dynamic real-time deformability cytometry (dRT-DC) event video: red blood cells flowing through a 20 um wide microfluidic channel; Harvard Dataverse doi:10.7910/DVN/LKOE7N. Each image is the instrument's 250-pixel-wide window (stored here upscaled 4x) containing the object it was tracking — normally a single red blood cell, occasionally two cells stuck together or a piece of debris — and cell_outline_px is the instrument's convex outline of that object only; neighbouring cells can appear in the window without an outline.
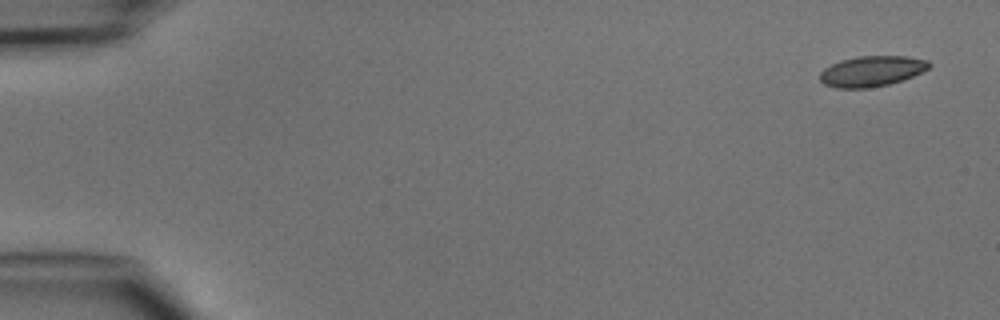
{"species": "common noctule bat (a hibernating species)", "species_latin": "Nyctalus noctula", "temperature_condition": "cold", "stored_images_in_passage": 5, "camera_frame_rate_fps": 3000, "um_per_image_px": 0.085, "animal": {"sex": "male", "body_mass_g": 15.6}, "frame": {"image": 1, "passage_image": 1, "time_ms": 0.0, "image_size_px": [1000, 320], "cell_outline_px": [[932, 64], [928, 68], [912, 76], [888, 84], [868, 88], [836, 88], [824, 84], [820, 80], [820, 72], [824, 68], [840, 60], [856, 56], [908, 56], [928, 60]], "centroid_in_image_um": [74.07, 6.04], "position_along_channel_um": 10.9, "area_um2": 19.36}}
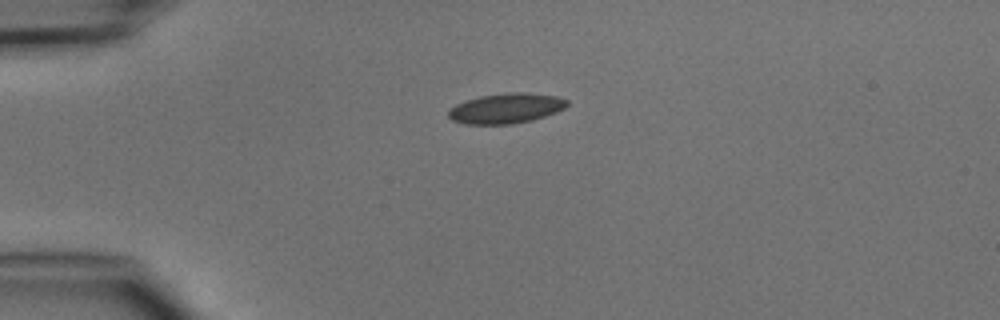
{"frame": {"image": 2, "passage_image": 3, "time_ms": 3.333, "image_size_px": [1000, 320], "cell_outline_px": [[568, 104], [564, 108], [556, 112], [532, 120], [512, 124], [464, 124], [452, 120], [448, 116], [448, 112], [456, 104], [464, 100], [480, 96], [508, 92], [528, 92], [556, 96], [568, 100]], "centroid_in_image_um": [43.01, 9.2], "position_along_channel_um": 42.0, "area_um2": 20.87}}